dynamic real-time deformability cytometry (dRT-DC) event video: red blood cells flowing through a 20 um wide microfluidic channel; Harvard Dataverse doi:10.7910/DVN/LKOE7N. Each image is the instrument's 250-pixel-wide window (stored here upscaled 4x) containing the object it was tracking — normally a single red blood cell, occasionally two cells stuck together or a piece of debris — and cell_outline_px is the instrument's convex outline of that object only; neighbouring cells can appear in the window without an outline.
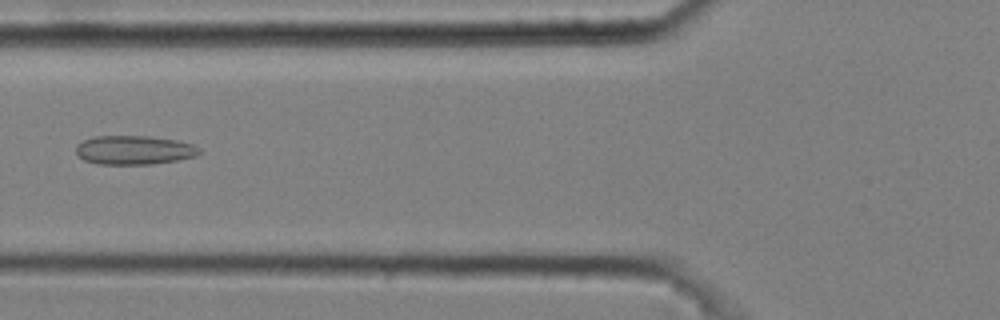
{"species": "common noctule bat (a hibernating species)", "species_latin": "Nyctalus noctula", "temperature_condition": "cold", "stored_images_in_passage": 7, "camera_frame_rate_fps": 3000, "um_per_image_px": 0.085, "animal": {"sex": "male", "body_mass_g": 20.4}, "frame": {"image": 1, "passage_image": 7, "time_ms": 2.0, "image_size_px": [1000, 320], "cell_outline_px": [[200, 152], [196, 156], [176, 160], [152, 164], [100, 164], [84, 160], [76, 152], [76, 144], [84, 140], [96, 136], [148, 136], [176, 140], [192, 144], [200, 148]], "centroid_in_image_um": [11.4, 12.75], "position_along_channel_um": 114.4, "area_um2": 20.69}}